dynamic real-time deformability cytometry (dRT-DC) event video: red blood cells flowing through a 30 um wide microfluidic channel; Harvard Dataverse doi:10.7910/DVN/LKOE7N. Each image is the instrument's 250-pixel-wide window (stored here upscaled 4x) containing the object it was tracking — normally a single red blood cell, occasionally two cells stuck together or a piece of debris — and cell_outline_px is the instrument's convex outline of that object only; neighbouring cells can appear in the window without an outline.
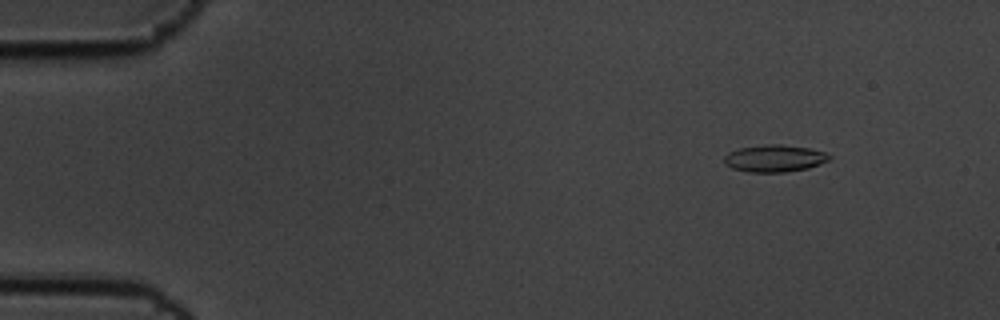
{"species": "common noctule bat (a hibernating species)", "species_latin": "Nyctalus noctula", "temperature_condition": "cold", "stored_images_in_passage": 6, "camera_frame_rate_fps": 3000, "um_per_image_px": 0.085, "animal": {"sex": "male", "body_mass_g": 19.5, "forearm_length_mm": 54.6}, "frame": {"image": 1, "passage_image": 2, "time_ms": 0.333, "image_size_px": [1000, 320], "cell_outline_px": [[832, 156], [828, 160], [820, 164], [808, 168], [788, 172], [748, 172], [732, 168], [724, 164], [724, 156], [728, 152], [740, 148], [768, 144], [780, 144], [808, 148], [824, 152]], "centroid_in_image_um": [65.82, 13.47], "position_along_channel_um": 19.2, "area_um2": 16.59}}
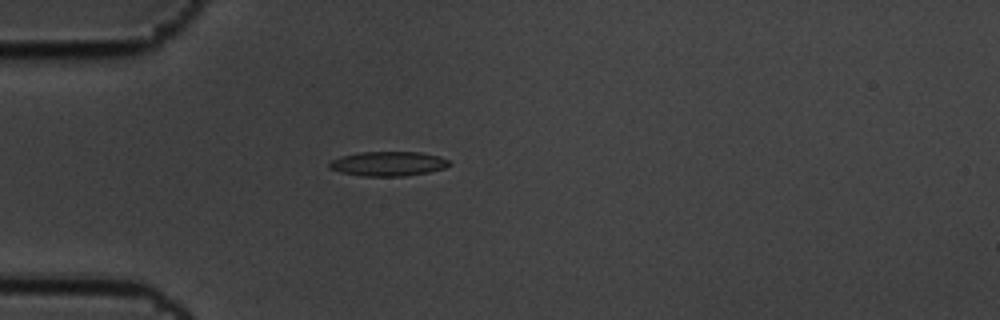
{"frame": {"image": 2, "passage_image": 5, "time_ms": 1.333, "image_size_px": [1000, 320], "cell_outline_px": [[452, 164], [444, 168], [428, 172], [404, 176], [364, 176], [340, 172], [328, 168], [328, 164], [332, 160], [340, 156], [360, 152], [420, 152], [440, 156], [448, 160]], "centroid_in_image_um": [32.99, 13.91], "position_along_channel_um": 52.0, "area_um2": 17.17}}